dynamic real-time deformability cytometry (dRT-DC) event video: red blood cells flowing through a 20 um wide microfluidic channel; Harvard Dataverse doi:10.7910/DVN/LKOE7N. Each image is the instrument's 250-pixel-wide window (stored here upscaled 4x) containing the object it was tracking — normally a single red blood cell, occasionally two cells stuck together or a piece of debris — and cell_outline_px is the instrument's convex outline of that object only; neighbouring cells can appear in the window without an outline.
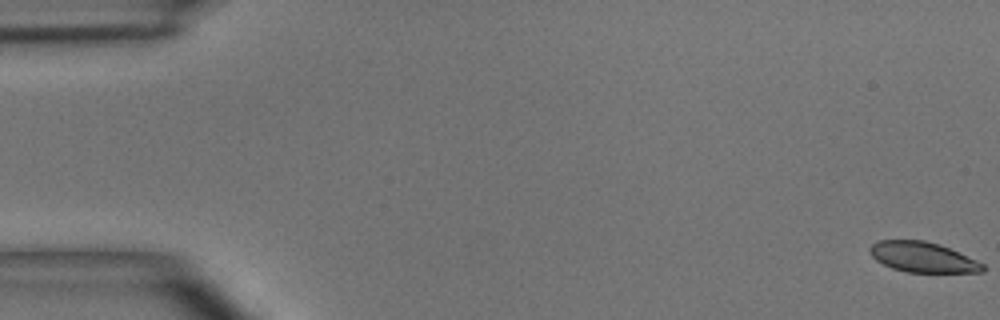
{"species": "common noctule bat (a hibernating species)", "species_latin": "Nyctalus noctula", "temperature_condition": "room temperature", "stored_images_in_passage": 17, "camera_frame_rate_fps": 3000, "um_per_image_px": 0.085, "animal": {"sex": "male", "body_mass_g": 15.6}, "frame": {"image": 1, "passage_image": 1, "time_ms": 0.0, "image_size_px": [1000, 320], "cell_outline_px": [[984, 272], [908, 272], [892, 268], [876, 260], [868, 252], [868, 248], [872, 244], [880, 240], [924, 240], [940, 244], [976, 260], [984, 264]], "centroid_in_image_um": [78.41, 21.85], "position_along_channel_um": 6.6, "area_um2": 19.83}}
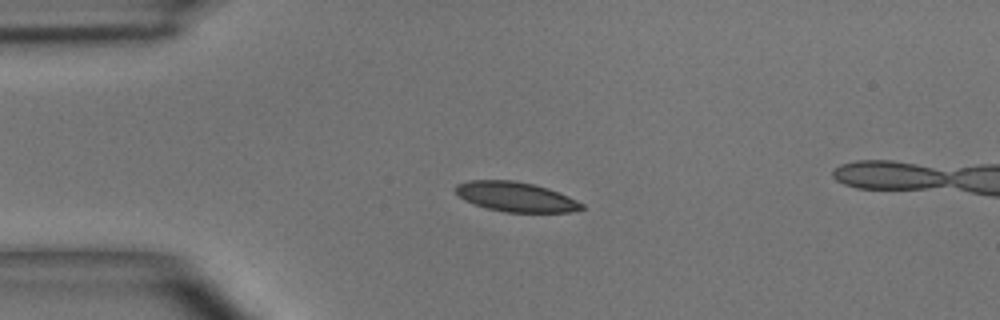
{"frame": {"image": 2, "passage_image": 13, "time_ms": 4.0, "image_size_px": [1000, 320], "cell_outline_px": [[584, 208], [572, 212], [504, 212], [488, 208], [464, 200], [456, 192], [456, 184], [468, 180], [512, 180], [532, 184], [548, 188], [568, 196], [584, 204]], "centroid_in_image_um": [43.85, 16.73], "position_along_channel_um": 41.1, "area_um2": 21.68}}